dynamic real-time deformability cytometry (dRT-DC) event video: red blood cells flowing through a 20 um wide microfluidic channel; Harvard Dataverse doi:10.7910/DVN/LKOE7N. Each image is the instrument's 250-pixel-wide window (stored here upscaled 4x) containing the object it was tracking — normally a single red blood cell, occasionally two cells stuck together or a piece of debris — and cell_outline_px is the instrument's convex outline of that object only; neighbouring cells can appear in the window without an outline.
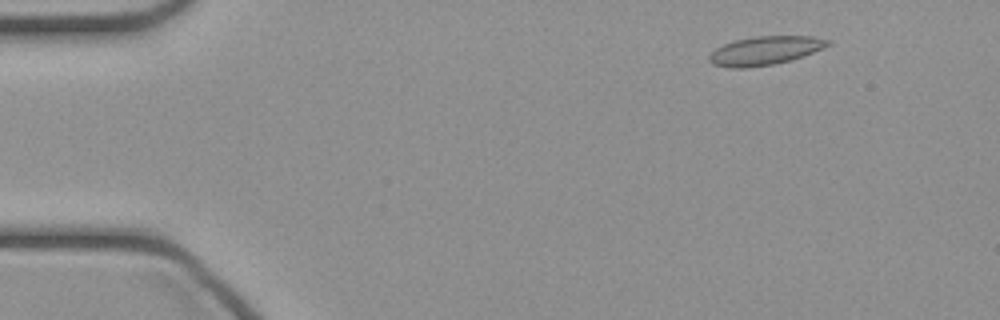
{"species": "common noctule bat (a hibernating species)", "species_latin": "Nyctalus noctula", "temperature_condition": "cold", "stored_images_in_passage": 45, "camera_frame_rate_fps": 3000, "um_per_image_px": 0.085, "animal": {"sex": "female", "body_mass_g": 21.9}, "frame": {"image": 1, "passage_image": 4, "time_ms": 1.0, "image_size_px": [1000, 320], "cell_outline_px": [[832, 44], [824, 48], [792, 60], [772, 64], [744, 68], [728, 68], [712, 64], [708, 60], [708, 56], [716, 48], [724, 44], [736, 40], [756, 36], [812, 36], [832, 40]], "centroid_in_image_um": [65.05, 4.3], "position_along_channel_um": 20.0, "area_um2": 19.88}}
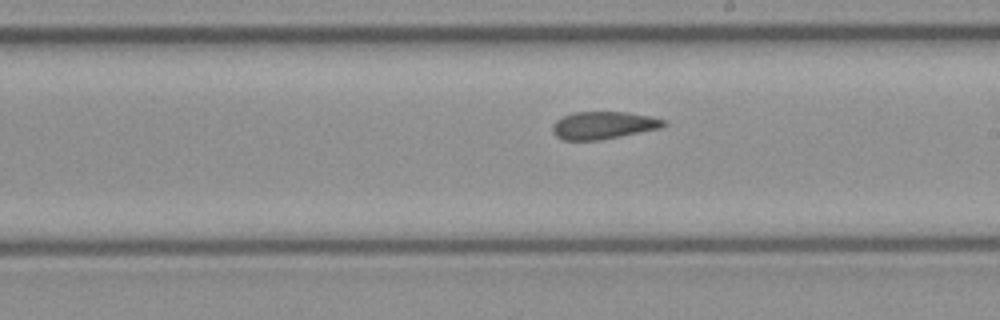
{"frame": {"image": 2, "passage_image": 25, "time_ms": 8.0, "image_size_px": [1000, 320], "cell_outline_px": [[668, 124], [660, 128], [600, 140], [564, 140], [556, 136], [552, 132], [552, 124], [556, 120], [564, 116], [576, 112], [628, 112], [648, 116], [664, 120]], "centroid_in_image_um": [51.26, 10.65], "position_along_channel_um": 237.7, "area_um2": 17.69}}
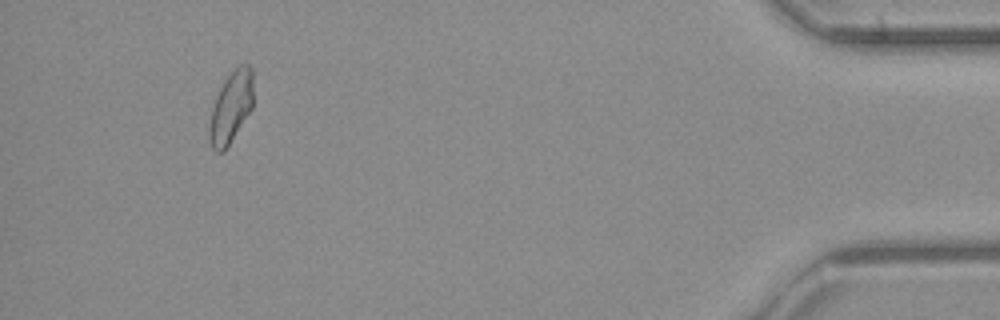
{"frame": {"image": 3, "passage_image": 42, "time_ms": 13.667, "image_size_px": [1000, 320], "cell_outline_px": [[252, 108], [224, 152], [216, 152], [212, 148], [208, 140], [208, 128], [212, 108], [216, 96], [224, 80], [240, 64], [248, 64], [252, 68]], "centroid_in_image_um": [19.61, 9.15], "position_along_channel_um": 415.6, "area_um2": 18.21}}